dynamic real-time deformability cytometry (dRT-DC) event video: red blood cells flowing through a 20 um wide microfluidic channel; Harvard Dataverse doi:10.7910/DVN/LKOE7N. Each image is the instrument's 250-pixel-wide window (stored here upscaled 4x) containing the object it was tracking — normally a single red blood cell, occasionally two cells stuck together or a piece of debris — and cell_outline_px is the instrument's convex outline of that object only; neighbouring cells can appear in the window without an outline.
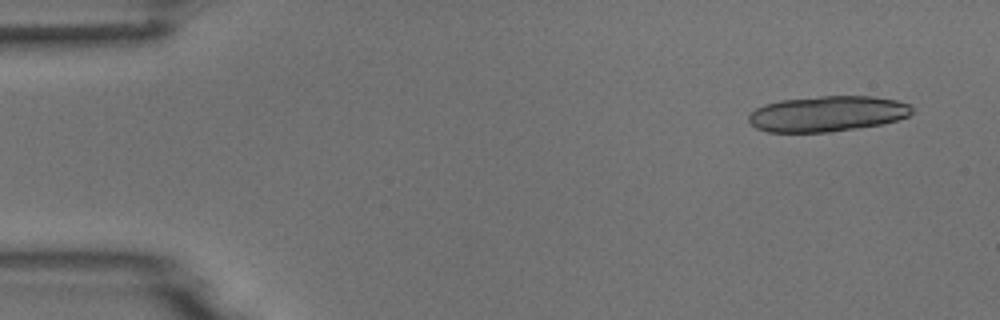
{"species": "common noctule bat (a hibernating species)", "species_latin": "Nyctalus noctula", "temperature_condition": "room temperature", "stored_images_in_passage": 16, "camera_frame_rate_fps": 3000, "um_per_image_px": 0.085, "animal": {"sex": "male", "body_mass_g": 18.8}, "frame": {"image": 1, "passage_image": 1, "time_ms": 0.0, "image_size_px": [1000, 320], "cell_outline_px": [[912, 112], [908, 116], [896, 120], [880, 124], [856, 128], [828, 132], [768, 132], [756, 128], [748, 120], [748, 116], [756, 108], [764, 104], [780, 100], [820, 96], [872, 96], [896, 100], [912, 104]], "centroid_in_image_um": [70.32, 9.66], "position_along_channel_um": 14.7, "area_um2": 33.87}}